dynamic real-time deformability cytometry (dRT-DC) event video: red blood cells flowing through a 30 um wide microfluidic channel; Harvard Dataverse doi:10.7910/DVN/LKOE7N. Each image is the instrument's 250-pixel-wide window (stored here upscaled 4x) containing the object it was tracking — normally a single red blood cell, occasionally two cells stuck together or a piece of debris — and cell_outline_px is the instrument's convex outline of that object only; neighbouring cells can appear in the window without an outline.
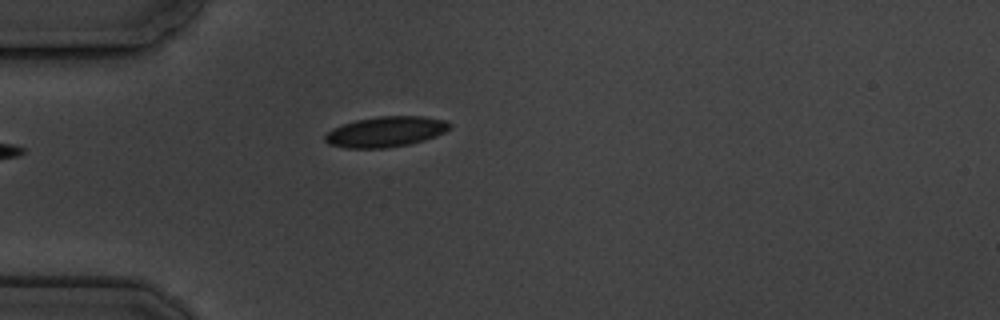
{"species": "common noctule bat (a hibernating species)", "species_latin": "Nyctalus noctula", "temperature_condition": "cold", "stored_images_in_passage": 5, "camera_frame_rate_fps": 3000, "um_per_image_px": 0.085, "animal": {"sex": "male", "body_mass_g": 19.5, "forearm_length_mm": 54.6}, "frame": {"image": 1, "passage_image": 5, "time_ms": 5.333, "image_size_px": [1000, 320], "cell_outline_px": [[452, 128], [436, 136], [424, 140], [408, 144], [388, 148], [344, 148], [328, 144], [324, 140], [324, 136], [332, 128], [356, 120], [380, 116], [424, 116], [448, 120], [452, 124]], "centroid_in_image_um": [32.82, 11.19], "position_along_channel_um": 52.2, "area_um2": 22.31}}